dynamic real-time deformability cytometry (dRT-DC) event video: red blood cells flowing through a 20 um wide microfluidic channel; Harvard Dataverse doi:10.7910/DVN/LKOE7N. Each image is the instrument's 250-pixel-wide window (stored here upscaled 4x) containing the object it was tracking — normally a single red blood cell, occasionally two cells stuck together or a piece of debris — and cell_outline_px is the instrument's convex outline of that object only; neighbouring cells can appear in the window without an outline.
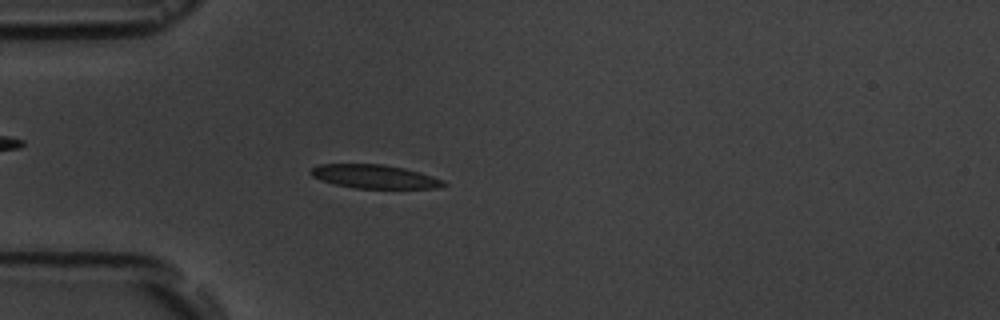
{"species": "common noctule bat (a hibernating species)", "species_latin": "Nyctalus noctula", "temperature_condition": "room temperature", "stored_images_in_passage": 4, "camera_frame_rate_fps": 3000, "um_per_image_px": 0.085, "animal": {"sex": "male", "body_mass_g": 19.5, "forearm_length_mm": 54.6}, "frame": {"image": 1, "passage_image": 4, "time_ms": 3.333, "image_size_px": [1000, 320], "cell_outline_px": [[448, 184], [436, 188], [352, 188], [336, 184], [312, 176], [308, 172], [312, 168], [320, 164], [384, 164], [404, 168], [420, 172], [444, 180]], "centroid_in_image_um": [31.85, 15.0], "position_along_channel_um": 53.1, "area_um2": 18.21}}